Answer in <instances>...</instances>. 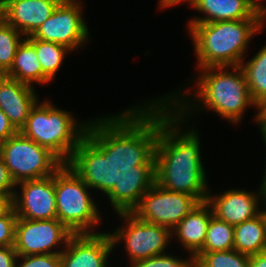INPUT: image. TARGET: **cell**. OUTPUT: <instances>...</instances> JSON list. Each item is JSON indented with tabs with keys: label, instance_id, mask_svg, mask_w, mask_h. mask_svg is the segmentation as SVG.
Returning a JSON list of instances; mask_svg holds the SVG:
<instances>
[{
	"label": "cell",
	"instance_id": "cell-1",
	"mask_svg": "<svg viewBox=\"0 0 266 267\" xmlns=\"http://www.w3.org/2000/svg\"><path fill=\"white\" fill-rule=\"evenodd\" d=\"M165 97L146 103V107L116 114V134L126 154L155 183L168 191L186 193L200 203L205 202L209 191L199 135L193 129L186 132L179 129L189 111L187 104H183L187 103L183 101L185 96L176 93Z\"/></svg>",
	"mask_w": 266,
	"mask_h": 267
},
{
	"label": "cell",
	"instance_id": "cell-2",
	"mask_svg": "<svg viewBox=\"0 0 266 267\" xmlns=\"http://www.w3.org/2000/svg\"><path fill=\"white\" fill-rule=\"evenodd\" d=\"M125 154L124 144L115 134L91 158L64 163L55 172L57 219L72 234H94L90 228L98 225L100 215L88 189L102 191L113 202L117 198L118 168Z\"/></svg>",
	"mask_w": 266,
	"mask_h": 267
},
{
	"label": "cell",
	"instance_id": "cell-3",
	"mask_svg": "<svg viewBox=\"0 0 266 267\" xmlns=\"http://www.w3.org/2000/svg\"><path fill=\"white\" fill-rule=\"evenodd\" d=\"M116 119V115L98 117L96 122L78 126L69 112L50 101H37L19 132L49 149L63 163H76L91 158L116 134Z\"/></svg>",
	"mask_w": 266,
	"mask_h": 267
},
{
	"label": "cell",
	"instance_id": "cell-4",
	"mask_svg": "<svg viewBox=\"0 0 266 267\" xmlns=\"http://www.w3.org/2000/svg\"><path fill=\"white\" fill-rule=\"evenodd\" d=\"M117 199L138 219L173 230L200 202L155 183L127 154L117 174Z\"/></svg>",
	"mask_w": 266,
	"mask_h": 267
},
{
	"label": "cell",
	"instance_id": "cell-5",
	"mask_svg": "<svg viewBox=\"0 0 266 267\" xmlns=\"http://www.w3.org/2000/svg\"><path fill=\"white\" fill-rule=\"evenodd\" d=\"M263 24V19L188 24L198 69L240 66L250 38Z\"/></svg>",
	"mask_w": 266,
	"mask_h": 267
},
{
	"label": "cell",
	"instance_id": "cell-6",
	"mask_svg": "<svg viewBox=\"0 0 266 267\" xmlns=\"http://www.w3.org/2000/svg\"><path fill=\"white\" fill-rule=\"evenodd\" d=\"M225 68L230 69V67L199 69L201 74L196 82L198 90L195 95L204 103L205 108L213 110L234 124L241 121L245 109L250 105L254 107L255 103L250 97L242 68L232 66V72L224 70Z\"/></svg>",
	"mask_w": 266,
	"mask_h": 267
},
{
	"label": "cell",
	"instance_id": "cell-7",
	"mask_svg": "<svg viewBox=\"0 0 266 267\" xmlns=\"http://www.w3.org/2000/svg\"><path fill=\"white\" fill-rule=\"evenodd\" d=\"M0 157L16 184L51 176L64 164L49 149L20 132L0 144Z\"/></svg>",
	"mask_w": 266,
	"mask_h": 267
},
{
	"label": "cell",
	"instance_id": "cell-8",
	"mask_svg": "<svg viewBox=\"0 0 266 267\" xmlns=\"http://www.w3.org/2000/svg\"><path fill=\"white\" fill-rule=\"evenodd\" d=\"M111 205L126 222L127 227H120L115 233L113 231L108 234L113 247L122 240L125 242L131 264L152 256L166 254L165 248L173 235L171 229L138 219L117 198L111 202Z\"/></svg>",
	"mask_w": 266,
	"mask_h": 267
},
{
	"label": "cell",
	"instance_id": "cell-9",
	"mask_svg": "<svg viewBox=\"0 0 266 267\" xmlns=\"http://www.w3.org/2000/svg\"><path fill=\"white\" fill-rule=\"evenodd\" d=\"M78 0L60 2L52 15L31 35L35 39L58 43L76 51L88 40V27Z\"/></svg>",
	"mask_w": 266,
	"mask_h": 267
},
{
	"label": "cell",
	"instance_id": "cell-10",
	"mask_svg": "<svg viewBox=\"0 0 266 267\" xmlns=\"http://www.w3.org/2000/svg\"><path fill=\"white\" fill-rule=\"evenodd\" d=\"M73 234L58 220H27L17 218L14 249L18 256L61 254L52 251L61 243L64 246Z\"/></svg>",
	"mask_w": 266,
	"mask_h": 267
},
{
	"label": "cell",
	"instance_id": "cell-11",
	"mask_svg": "<svg viewBox=\"0 0 266 267\" xmlns=\"http://www.w3.org/2000/svg\"><path fill=\"white\" fill-rule=\"evenodd\" d=\"M16 185H21V196L16 191L13 197V207L18 218L57 219L54 174L45 178L23 181Z\"/></svg>",
	"mask_w": 266,
	"mask_h": 267
},
{
	"label": "cell",
	"instance_id": "cell-12",
	"mask_svg": "<svg viewBox=\"0 0 266 267\" xmlns=\"http://www.w3.org/2000/svg\"><path fill=\"white\" fill-rule=\"evenodd\" d=\"M61 267H107L114 249L108 233L73 234L64 246Z\"/></svg>",
	"mask_w": 266,
	"mask_h": 267
},
{
	"label": "cell",
	"instance_id": "cell-13",
	"mask_svg": "<svg viewBox=\"0 0 266 267\" xmlns=\"http://www.w3.org/2000/svg\"><path fill=\"white\" fill-rule=\"evenodd\" d=\"M210 194L206 202L211 206L213 215L233 226L258 216L262 212L258 209V202L266 200V192L261 187L257 194L242 189L227 190L218 196Z\"/></svg>",
	"mask_w": 266,
	"mask_h": 267
},
{
	"label": "cell",
	"instance_id": "cell-14",
	"mask_svg": "<svg viewBox=\"0 0 266 267\" xmlns=\"http://www.w3.org/2000/svg\"><path fill=\"white\" fill-rule=\"evenodd\" d=\"M65 0H0V17L24 36L32 35Z\"/></svg>",
	"mask_w": 266,
	"mask_h": 267
},
{
	"label": "cell",
	"instance_id": "cell-15",
	"mask_svg": "<svg viewBox=\"0 0 266 267\" xmlns=\"http://www.w3.org/2000/svg\"><path fill=\"white\" fill-rule=\"evenodd\" d=\"M37 101L33 86L0 75V109L18 131L25 125Z\"/></svg>",
	"mask_w": 266,
	"mask_h": 267
},
{
	"label": "cell",
	"instance_id": "cell-16",
	"mask_svg": "<svg viewBox=\"0 0 266 267\" xmlns=\"http://www.w3.org/2000/svg\"><path fill=\"white\" fill-rule=\"evenodd\" d=\"M189 5L207 15L202 18H193L188 22L189 24L263 19L262 12L248 0H192Z\"/></svg>",
	"mask_w": 266,
	"mask_h": 267
},
{
	"label": "cell",
	"instance_id": "cell-17",
	"mask_svg": "<svg viewBox=\"0 0 266 267\" xmlns=\"http://www.w3.org/2000/svg\"><path fill=\"white\" fill-rule=\"evenodd\" d=\"M213 216L211 206L205 201L187 214L173 229L183 247L193 258L202 248L206 240V233L210 218Z\"/></svg>",
	"mask_w": 266,
	"mask_h": 267
},
{
	"label": "cell",
	"instance_id": "cell-18",
	"mask_svg": "<svg viewBox=\"0 0 266 267\" xmlns=\"http://www.w3.org/2000/svg\"><path fill=\"white\" fill-rule=\"evenodd\" d=\"M234 250L249 256L266 251V222L262 212L234 226Z\"/></svg>",
	"mask_w": 266,
	"mask_h": 267
},
{
	"label": "cell",
	"instance_id": "cell-19",
	"mask_svg": "<svg viewBox=\"0 0 266 267\" xmlns=\"http://www.w3.org/2000/svg\"><path fill=\"white\" fill-rule=\"evenodd\" d=\"M5 76L32 86L42 83V68L35 47L26 39L18 46L13 64Z\"/></svg>",
	"mask_w": 266,
	"mask_h": 267
},
{
	"label": "cell",
	"instance_id": "cell-20",
	"mask_svg": "<svg viewBox=\"0 0 266 267\" xmlns=\"http://www.w3.org/2000/svg\"><path fill=\"white\" fill-rule=\"evenodd\" d=\"M26 39L35 47L42 68V84L49 83L60 69L65 55L71 50L58 43L35 39L31 35Z\"/></svg>",
	"mask_w": 266,
	"mask_h": 267
},
{
	"label": "cell",
	"instance_id": "cell-21",
	"mask_svg": "<svg viewBox=\"0 0 266 267\" xmlns=\"http://www.w3.org/2000/svg\"><path fill=\"white\" fill-rule=\"evenodd\" d=\"M240 67L245 74L250 97L256 104L266 97V45L248 63L242 61Z\"/></svg>",
	"mask_w": 266,
	"mask_h": 267
},
{
	"label": "cell",
	"instance_id": "cell-22",
	"mask_svg": "<svg viewBox=\"0 0 266 267\" xmlns=\"http://www.w3.org/2000/svg\"><path fill=\"white\" fill-rule=\"evenodd\" d=\"M231 249H234V226L213 215L210 218L205 243L198 253Z\"/></svg>",
	"mask_w": 266,
	"mask_h": 267
},
{
	"label": "cell",
	"instance_id": "cell-23",
	"mask_svg": "<svg viewBox=\"0 0 266 267\" xmlns=\"http://www.w3.org/2000/svg\"><path fill=\"white\" fill-rule=\"evenodd\" d=\"M247 254L234 249L197 253L193 258V267H249Z\"/></svg>",
	"mask_w": 266,
	"mask_h": 267
},
{
	"label": "cell",
	"instance_id": "cell-24",
	"mask_svg": "<svg viewBox=\"0 0 266 267\" xmlns=\"http://www.w3.org/2000/svg\"><path fill=\"white\" fill-rule=\"evenodd\" d=\"M21 36L24 35L0 17V75L10 70L18 46L24 40Z\"/></svg>",
	"mask_w": 266,
	"mask_h": 267
},
{
	"label": "cell",
	"instance_id": "cell-25",
	"mask_svg": "<svg viewBox=\"0 0 266 267\" xmlns=\"http://www.w3.org/2000/svg\"><path fill=\"white\" fill-rule=\"evenodd\" d=\"M131 267H193V260L191 257L189 260L188 258L183 260L170 254H162L136 261Z\"/></svg>",
	"mask_w": 266,
	"mask_h": 267
},
{
	"label": "cell",
	"instance_id": "cell-26",
	"mask_svg": "<svg viewBox=\"0 0 266 267\" xmlns=\"http://www.w3.org/2000/svg\"><path fill=\"white\" fill-rule=\"evenodd\" d=\"M22 258L21 263L15 267H61L60 254H38L28 256H18Z\"/></svg>",
	"mask_w": 266,
	"mask_h": 267
},
{
	"label": "cell",
	"instance_id": "cell-27",
	"mask_svg": "<svg viewBox=\"0 0 266 267\" xmlns=\"http://www.w3.org/2000/svg\"><path fill=\"white\" fill-rule=\"evenodd\" d=\"M17 215L14 207L0 218V247L14 246Z\"/></svg>",
	"mask_w": 266,
	"mask_h": 267
},
{
	"label": "cell",
	"instance_id": "cell-28",
	"mask_svg": "<svg viewBox=\"0 0 266 267\" xmlns=\"http://www.w3.org/2000/svg\"><path fill=\"white\" fill-rule=\"evenodd\" d=\"M17 187L3 159L0 157V196H14Z\"/></svg>",
	"mask_w": 266,
	"mask_h": 267
},
{
	"label": "cell",
	"instance_id": "cell-29",
	"mask_svg": "<svg viewBox=\"0 0 266 267\" xmlns=\"http://www.w3.org/2000/svg\"><path fill=\"white\" fill-rule=\"evenodd\" d=\"M18 132L5 113L0 109V144Z\"/></svg>",
	"mask_w": 266,
	"mask_h": 267
},
{
	"label": "cell",
	"instance_id": "cell-30",
	"mask_svg": "<svg viewBox=\"0 0 266 267\" xmlns=\"http://www.w3.org/2000/svg\"><path fill=\"white\" fill-rule=\"evenodd\" d=\"M18 254L14 246L0 247V267H15Z\"/></svg>",
	"mask_w": 266,
	"mask_h": 267
},
{
	"label": "cell",
	"instance_id": "cell-31",
	"mask_svg": "<svg viewBox=\"0 0 266 267\" xmlns=\"http://www.w3.org/2000/svg\"><path fill=\"white\" fill-rule=\"evenodd\" d=\"M255 107L258 109L256 122L259 123L261 133H266V97L258 101Z\"/></svg>",
	"mask_w": 266,
	"mask_h": 267
},
{
	"label": "cell",
	"instance_id": "cell-32",
	"mask_svg": "<svg viewBox=\"0 0 266 267\" xmlns=\"http://www.w3.org/2000/svg\"><path fill=\"white\" fill-rule=\"evenodd\" d=\"M14 196H0V218L4 217L13 208Z\"/></svg>",
	"mask_w": 266,
	"mask_h": 267
},
{
	"label": "cell",
	"instance_id": "cell-33",
	"mask_svg": "<svg viewBox=\"0 0 266 267\" xmlns=\"http://www.w3.org/2000/svg\"><path fill=\"white\" fill-rule=\"evenodd\" d=\"M249 267H266V251L250 255Z\"/></svg>",
	"mask_w": 266,
	"mask_h": 267
},
{
	"label": "cell",
	"instance_id": "cell-34",
	"mask_svg": "<svg viewBox=\"0 0 266 267\" xmlns=\"http://www.w3.org/2000/svg\"><path fill=\"white\" fill-rule=\"evenodd\" d=\"M185 0H160L159 5L160 8H169L172 7L176 4H179L180 2H184ZM189 4L191 3L192 0H186Z\"/></svg>",
	"mask_w": 266,
	"mask_h": 267
},
{
	"label": "cell",
	"instance_id": "cell-35",
	"mask_svg": "<svg viewBox=\"0 0 266 267\" xmlns=\"http://www.w3.org/2000/svg\"><path fill=\"white\" fill-rule=\"evenodd\" d=\"M262 137H263V141H264L265 146H266V133H262ZM260 186L266 192V165H265L264 178H263L262 184Z\"/></svg>",
	"mask_w": 266,
	"mask_h": 267
},
{
	"label": "cell",
	"instance_id": "cell-36",
	"mask_svg": "<svg viewBox=\"0 0 266 267\" xmlns=\"http://www.w3.org/2000/svg\"><path fill=\"white\" fill-rule=\"evenodd\" d=\"M261 1L259 0H257V9L260 11V12H263L265 9H266V5L264 6L263 4H262V2L260 3Z\"/></svg>",
	"mask_w": 266,
	"mask_h": 267
},
{
	"label": "cell",
	"instance_id": "cell-37",
	"mask_svg": "<svg viewBox=\"0 0 266 267\" xmlns=\"http://www.w3.org/2000/svg\"><path fill=\"white\" fill-rule=\"evenodd\" d=\"M263 22L266 20V9L262 12Z\"/></svg>",
	"mask_w": 266,
	"mask_h": 267
},
{
	"label": "cell",
	"instance_id": "cell-38",
	"mask_svg": "<svg viewBox=\"0 0 266 267\" xmlns=\"http://www.w3.org/2000/svg\"><path fill=\"white\" fill-rule=\"evenodd\" d=\"M263 202H265V206H266V200H264ZM262 213L264 215V219H265V222H266V209L262 210Z\"/></svg>",
	"mask_w": 266,
	"mask_h": 267
},
{
	"label": "cell",
	"instance_id": "cell-39",
	"mask_svg": "<svg viewBox=\"0 0 266 267\" xmlns=\"http://www.w3.org/2000/svg\"><path fill=\"white\" fill-rule=\"evenodd\" d=\"M248 1L251 2L257 8V0H248Z\"/></svg>",
	"mask_w": 266,
	"mask_h": 267
}]
</instances>
